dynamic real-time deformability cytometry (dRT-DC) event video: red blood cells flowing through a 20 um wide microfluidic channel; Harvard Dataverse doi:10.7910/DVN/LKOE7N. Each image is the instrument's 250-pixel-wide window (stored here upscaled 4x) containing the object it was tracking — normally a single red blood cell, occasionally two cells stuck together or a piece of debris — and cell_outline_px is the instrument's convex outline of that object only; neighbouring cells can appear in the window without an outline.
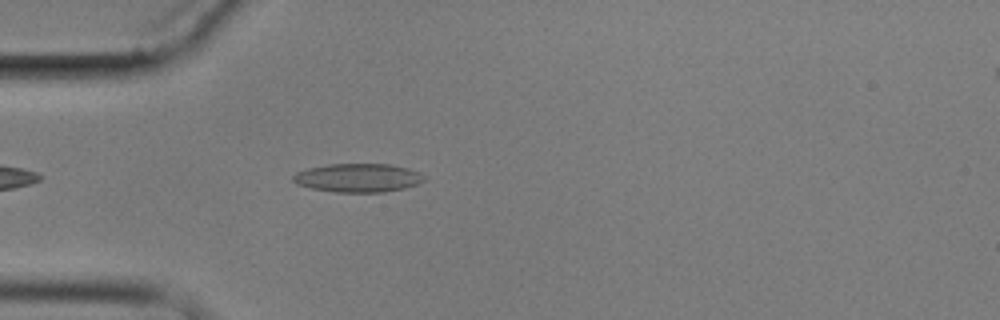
{"species": "common noctule bat (a hibernating species)", "species_latin": "Nyctalus noctula", "temperature_condition": "cold", "stored_images_in_passage": 3, "camera_frame_rate_fps": 3000, "um_per_image_px": 0.085, "animal": {"sex": "male", "body_mass_g": 17.9}, "frame": {"image": 1, "passage_image": 3, "time_ms": 3.333, "image_size_px": [1000, 320], "cell_outline_px": [[428, 176], [424, 180], [416, 184], [404, 188], [384, 192], [336, 192], [312, 188], [296, 184], [292, 180], [292, 176], [296, 172], [308, 168], [328, 164], [392, 164], [408, 168], [420, 172]], "centroid_in_image_um": [30.45, 15.11], "position_along_channel_um": 54.6, "area_um2": 21.96}}